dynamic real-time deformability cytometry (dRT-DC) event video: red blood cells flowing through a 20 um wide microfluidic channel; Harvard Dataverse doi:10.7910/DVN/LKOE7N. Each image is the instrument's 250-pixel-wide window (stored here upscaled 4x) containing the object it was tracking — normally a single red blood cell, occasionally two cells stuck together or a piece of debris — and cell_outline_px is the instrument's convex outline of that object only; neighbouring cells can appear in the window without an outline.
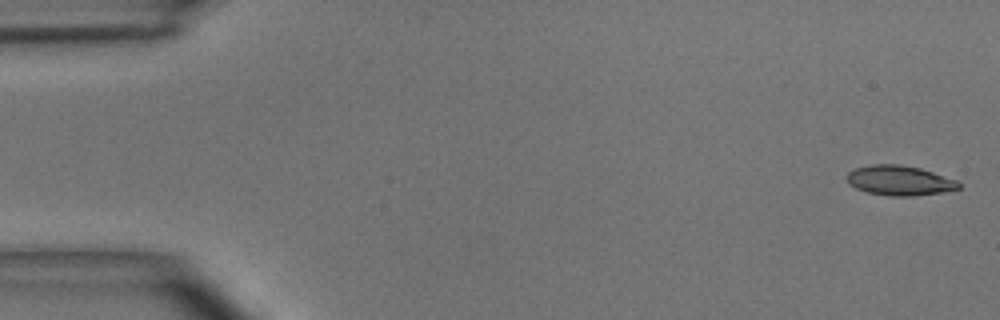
{"species": "common noctule bat (a hibernating species)", "species_latin": "Nyctalus noctula", "temperature_condition": "room temperature", "stored_images_in_passage": 9, "camera_frame_rate_fps": 3000, "um_per_image_px": 0.085, "animal": {"sex": "male", "body_mass_g": 15.6}, "frame": {"image": 1, "passage_image": 1, "time_ms": 0.0, "image_size_px": [1000, 320], "cell_outline_px": [[960, 188], [944, 192], [912, 196], [888, 196], [868, 192], [856, 188], [848, 184], [848, 172], [856, 168], [872, 164], [900, 164], [920, 168], [956, 180], [960, 184]], "centroid_in_image_um": [76.46, 15.34], "position_along_channel_um": 8.5, "area_um2": 19.36}}